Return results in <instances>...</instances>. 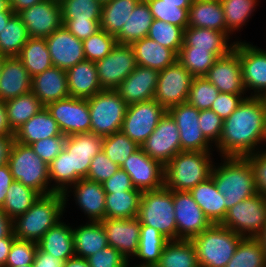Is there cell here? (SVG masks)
<instances>
[{
	"instance_id": "11e5206c",
	"label": "cell",
	"mask_w": 266,
	"mask_h": 267,
	"mask_svg": "<svg viewBox=\"0 0 266 267\" xmlns=\"http://www.w3.org/2000/svg\"><path fill=\"white\" fill-rule=\"evenodd\" d=\"M194 0H161V3L179 5V8L189 9Z\"/></svg>"
},
{
	"instance_id": "ee69618b",
	"label": "cell",
	"mask_w": 266,
	"mask_h": 267,
	"mask_svg": "<svg viewBox=\"0 0 266 267\" xmlns=\"http://www.w3.org/2000/svg\"><path fill=\"white\" fill-rule=\"evenodd\" d=\"M29 38L25 24L14 13L0 33V55L17 57Z\"/></svg>"
},
{
	"instance_id": "7bdbcfd3",
	"label": "cell",
	"mask_w": 266,
	"mask_h": 267,
	"mask_svg": "<svg viewBox=\"0 0 266 267\" xmlns=\"http://www.w3.org/2000/svg\"><path fill=\"white\" fill-rule=\"evenodd\" d=\"M40 194L21 182L13 181L1 209L11 219L23 215L37 200Z\"/></svg>"
},
{
	"instance_id": "f35d334b",
	"label": "cell",
	"mask_w": 266,
	"mask_h": 267,
	"mask_svg": "<svg viewBox=\"0 0 266 267\" xmlns=\"http://www.w3.org/2000/svg\"><path fill=\"white\" fill-rule=\"evenodd\" d=\"M45 106L30 91L5 102L8 124L13 132L36 115Z\"/></svg>"
},
{
	"instance_id": "f1b7e54d",
	"label": "cell",
	"mask_w": 266,
	"mask_h": 267,
	"mask_svg": "<svg viewBox=\"0 0 266 267\" xmlns=\"http://www.w3.org/2000/svg\"><path fill=\"white\" fill-rule=\"evenodd\" d=\"M70 97L88 99L102 91L95 62L84 60L66 71Z\"/></svg>"
},
{
	"instance_id": "89a4df30",
	"label": "cell",
	"mask_w": 266,
	"mask_h": 267,
	"mask_svg": "<svg viewBox=\"0 0 266 267\" xmlns=\"http://www.w3.org/2000/svg\"><path fill=\"white\" fill-rule=\"evenodd\" d=\"M15 239L13 232L8 237L0 239V267H5L7 256Z\"/></svg>"
},
{
	"instance_id": "60d3db41",
	"label": "cell",
	"mask_w": 266,
	"mask_h": 267,
	"mask_svg": "<svg viewBox=\"0 0 266 267\" xmlns=\"http://www.w3.org/2000/svg\"><path fill=\"white\" fill-rule=\"evenodd\" d=\"M140 0H111L102 5L100 29L116 36Z\"/></svg>"
},
{
	"instance_id": "74e56055",
	"label": "cell",
	"mask_w": 266,
	"mask_h": 267,
	"mask_svg": "<svg viewBox=\"0 0 266 267\" xmlns=\"http://www.w3.org/2000/svg\"><path fill=\"white\" fill-rule=\"evenodd\" d=\"M154 267H199L191 240H169Z\"/></svg>"
},
{
	"instance_id": "8c879c8a",
	"label": "cell",
	"mask_w": 266,
	"mask_h": 267,
	"mask_svg": "<svg viewBox=\"0 0 266 267\" xmlns=\"http://www.w3.org/2000/svg\"><path fill=\"white\" fill-rule=\"evenodd\" d=\"M14 135L11 130L8 121L5 108V102L0 100V136Z\"/></svg>"
},
{
	"instance_id": "91938a15",
	"label": "cell",
	"mask_w": 266,
	"mask_h": 267,
	"mask_svg": "<svg viewBox=\"0 0 266 267\" xmlns=\"http://www.w3.org/2000/svg\"><path fill=\"white\" fill-rule=\"evenodd\" d=\"M90 267H126L129 260L118 250L107 246L87 258Z\"/></svg>"
},
{
	"instance_id": "8fae6325",
	"label": "cell",
	"mask_w": 266,
	"mask_h": 267,
	"mask_svg": "<svg viewBox=\"0 0 266 267\" xmlns=\"http://www.w3.org/2000/svg\"><path fill=\"white\" fill-rule=\"evenodd\" d=\"M166 112L155 99L129 105L120 131L141 146Z\"/></svg>"
},
{
	"instance_id": "67dfc351",
	"label": "cell",
	"mask_w": 266,
	"mask_h": 267,
	"mask_svg": "<svg viewBox=\"0 0 266 267\" xmlns=\"http://www.w3.org/2000/svg\"><path fill=\"white\" fill-rule=\"evenodd\" d=\"M4 58H5V56L0 55V73H1V68H2L3 62H4Z\"/></svg>"
},
{
	"instance_id": "e7e4bbea",
	"label": "cell",
	"mask_w": 266,
	"mask_h": 267,
	"mask_svg": "<svg viewBox=\"0 0 266 267\" xmlns=\"http://www.w3.org/2000/svg\"><path fill=\"white\" fill-rule=\"evenodd\" d=\"M105 193L133 190L130 176L119 168L109 179L102 183Z\"/></svg>"
},
{
	"instance_id": "d6986e66",
	"label": "cell",
	"mask_w": 266,
	"mask_h": 267,
	"mask_svg": "<svg viewBox=\"0 0 266 267\" xmlns=\"http://www.w3.org/2000/svg\"><path fill=\"white\" fill-rule=\"evenodd\" d=\"M152 159L164 166L181 151L179 129L171 115L166 112L154 132L140 146Z\"/></svg>"
},
{
	"instance_id": "9a60e30c",
	"label": "cell",
	"mask_w": 266,
	"mask_h": 267,
	"mask_svg": "<svg viewBox=\"0 0 266 267\" xmlns=\"http://www.w3.org/2000/svg\"><path fill=\"white\" fill-rule=\"evenodd\" d=\"M120 168L130 176L133 187L141 192L158 190L165 186V166L150 158L141 147Z\"/></svg>"
},
{
	"instance_id": "4316f807",
	"label": "cell",
	"mask_w": 266,
	"mask_h": 267,
	"mask_svg": "<svg viewBox=\"0 0 266 267\" xmlns=\"http://www.w3.org/2000/svg\"><path fill=\"white\" fill-rule=\"evenodd\" d=\"M31 92L46 107L49 103L70 96L66 71L52 66L32 77Z\"/></svg>"
},
{
	"instance_id": "2a66077c",
	"label": "cell",
	"mask_w": 266,
	"mask_h": 267,
	"mask_svg": "<svg viewBox=\"0 0 266 267\" xmlns=\"http://www.w3.org/2000/svg\"><path fill=\"white\" fill-rule=\"evenodd\" d=\"M14 14L13 11H1L0 12V33L2 29L7 25L9 18Z\"/></svg>"
},
{
	"instance_id": "d590c367",
	"label": "cell",
	"mask_w": 266,
	"mask_h": 267,
	"mask_svg": "<svg viewBox=\"0 0 266 267\" xmlns=\"http://www.w3.org/2000/svg\"><path fill=\"white\" fill-rule=\"evenodd\" d=\"M153 16L146 0H140L122 26L121 31L115 36L119 44L131 45L135 41L147 37L152 24Z\"/></svg>"
},
{
	"instance_id": "1f68e13d",
	"label": "cell",
	"mask_w": 266,
	"mask_h": 267,
	"mask_svg": "<svg viewBox=\"0 0 266 267\" xmlns=\"http://www.w3.org/2000/svg\"><path fill=\"white\" fill-rule=\"evenodd\" d=\"M139 66L162 71L177 60V55L171 50L149 37H144L131 44Z\"/></svg>"
},
{
	"instance_id": "ffe728a7",
	"label": "cell",
	"mask_w": 266,
	"mask_h": 267,
	"mask_svg": "<svg viewBox=\"0 0 266 267\" xmlns=\"http://www.w3.org/2000/svg\"><path fill=\"white\" fill-rule=\"evenodd\" d=\"M29 37L47 38L63 25L60 1L44 0L18 13Z\"/></svg>"
},
{
	"instance_id": "6f0895ef",
	"label": "cell",
	"mask_w": 266,
	"mask_h": 267,
	"mask_svg": "<svg viewBox=\"0 0 266 267\" xmlns=\"http://www.w3.org/2000/svg\"><path fill=\"white\" fill-rule=\"evenodd\" d=\"M198 123L205 138L215 147L220 140L224 120L213 110L207 109L200 110Z\"/></svg>"
},
{
	"instance_id": "11a10c76",
	"label": "cell",
	"mask_w": 266,
	"mask_h": 267,
	"mask_svg": "<svg viewBox=\"0 0 266 267\" xmlns=\"http://www.w3.org/2000/svg\"><path fill=\"white\" fill-rule=\"evenodd\" d=\"M37 248L36 242L16 238L7 256L5 267L32 265Z\"/></svg>"
},
{
	"instance_id": "b9fcfbb0",
	"label": "cell",
	"mask_w": 266,
	"mask_h": 267,
	"mask_svg": "<svg viewBox=\"0 0 266 267\" xmlns=\"http://www.w3.org/2000/svg\"><path fill=\"white\" fill-rule=\"evenodd\" d=\"M257 239L262 243L266 254V224L262 232L258 235Z\"/></svg>"
},
{
	"instance_id": "7dc6e473",
	"label": "cell",
	"mask_w": 266,
	"mask_h": 267,
	"mask_svg": "<svg viewBox=\"0 0 266 267\" xmlns=\"http://www.w3.org/2000/svg\"><path fill=\"white\" fill-rule=\"evenodd\" d=\"M147 37L171 49L177 55L183 45L184 30L162 20L153 19Z\"/></svg>"
},
{
	"instance_id": "a7ac6f4b",
	"label": "cell",
	"mask_w": 266,
	"mask_h": 267,
	"mask_svg": "<svg viewBox=\"0 0 266 267\" xmlns=\"http://www.w3.org/2000/svg\"><path fill=\"white\" fill-rule=\"evenodd\" d=\"M14 135L0 136V166L8 163Z\"/></svg>"
},
{
	"instance_id": "681fc988",
	"label": "cell",
	"mask_w": 266,
	"mask_h": 267,
	"mask_svg": "<svg viewBox=\"0 0 266 267\" xmlns=\"http://www.w3.org/2000/svg\"><path fill=\"white\" fill-rule=\"evenodd\" d=\"M139 147V145L121 131L103 137V152L113 163L120 167Z\"/></svg>"
},
{
	"instance_id": "836d02e7",
	"label": "cell",
	"mask_w": 266,
	"mask_h": 267,
	"mask_svg": "<svg viewBox=\"0 0 266 267\" xmlns=\"http://www.w3.org/2000/svg\"><path fill=\"white\" fill-rule=\"evenodd\" d=\"M63 220L51 227L37 242L38 248L49 253L62 262L75 256L72 226Z\"/></svg>"
},
{
	"instance_id": "34e18365",
	"label": "cell",
	"mask_w": 266,
	"mask_h": 267,
	"mask_svg": "<svg viewBox=\"0 0 266 267\" xmlns=\"http://www.w3.org/2000/svg\"><path fill=\"white\" fill-rule=\"evenodd\" d=\"M63 267H90L87 259L74 256L63 263Z\"/></svg>"
},
{
	"instance_id": "deb4b68c",
	"label": "cell",
	"mask_w": 266,
	"mask_h": 267,
	"mask_svg": "<svg viewBox=\"0 0 266 267\" xmlns=\"http://www.w3.org/2000/svg\"><path fill=\"white\" fill-rule=\"evenodd\" d=\"M130 262H132V261H129L126 267H151V266H141V265H136V264H134L132 266V265L129 264Z\"/></svg>"
},
{
	"instance_id": "94428289",
	"label": "cell",
	"mask_w": 266,
	"mask_h": 267,
	"mask_svg": "<svg viewBox=\"0 0 266 267\" xmlns=\"http://www.w3.org/2000/svg\"><path fill=\"white\" fill-rule=\"evenodd\" d=\"M246 97L248 96H244V94H229L220 92L216 100L213 102L211 110L224 120L235 111Z\"/></svg>"
},
{
	"instance_id": "753ad0ef",
	"label": "cell",
	"mask_w": 266,
	"mask_h": 267,
	"mask_svg": "<svg viewBox=\"0 0 266 267\" xmlns=\"http://www.w3.org/2000/svg\"><path fill=\"white\" fill-rule=\"evenodd\" d=\"M10 8L14 13L18 14L20 11L27 9L34 4L40 3L44 0H9Z\"/></svg>"
},
{
	"instance_id": "e0dca14e",
	"label": "cell",
	"mask_w": 266,
	"mask_h": 267,
	"mask_svg": "<svg viewBox=\"0 0 266 267\" xmlns=\"http://www.w3.org/2000/svg\"><path fill=\"white\" fill-rule=\"evenodd\" d=\"M167 112L174 119L179 129L181 151H214L212 148L214 145L205 138L200 129L198 123L200 111L197 108L188 102H184L169 108Z\"/></svg>"
},
{
	"instance_id": "2e32d148",
	"label": "cell",
	"mask_w": 266,
	"mask_h": 267,
	"mask_svg": "<svg viewBox=\"0 0 266 267\" xmlns=\"http://www.w3.org/2000/svg\"><path fill=\"white\" fill-rule=\"evenodd\" d=\"M251 42L237 41V54L240 58L242 80L249 96L266 95V50L254 46Z\"/></svg>"
},
{
	"instance_id": "f6af8a7d",
	"label": "cell",
	"mask_w": 266,
	"mask_h": 267,
	"mask_svg": "<svg viewBox=\"0 0 266 267\" xmlns=\"http://www.w3.org/2000/svg\"><path fill=\"white\" fill-rule=\"evenodd\" d=\"M226 24V35L229 38L234 32L246 25L258 5V0H220Z\"/></svg>"
},
{
	"instance_id": "6125c7cd",
	"label": "cell",
	"mask_w": 266,
	"mask_h": 267,
	"mask_svg": "<svg viewBox=\"0 0 266 267\" xmlns=\"http://www.w3.org/2000/svg\"><path fill=\"white\" fill-rule=\"evenodd\" d=\"M63 25L79 40H85L100 30V20H62Z\"/></svg>"
},
{
	"instance_id": "484cf974",
	"label": "cell",
	"mask_w": 266,
	"mask_h": 267,
	"mask_svg": "<svg viewBox=\"0 0 266 267\" xmlns=\"http://www.w3.org/2000/svg\"><path fill=\"white\" fill-rule=\"evenodd\" d=\"M32 77L18 57H5L0 73V100L6 102L31 91Z\"/></svg>"
},
{
	"instance_id": "9c48e42d",
	"label": "cell",
	"mask_w": 266,
	"mask_h": 267,
	"mask_svg": "<svg viewBox=\"0 0 266 267\" xmlns=\"http://www.w3.org/2000/svg\"><path fill=\"white\" fill-rule=\"evenodd\" d=\"M87 102L92 133L106 137L121 130L128 105L116 90L103 89Z\"/></svg>"
},
{
	"instance_id": "09005b40",
	"label": "cell",
	"mask_w": 266,
	"mask_h": 267,
	"mask_svg": "<svg viewBox=\"0 0 266 267\" xmlns=\"http://www.w3.org/2000/svg\"><path fill=\"white\" fill-rule=\"evenodd\" d=\"M1 11H13L10 8V1L9 0H0V12Z\"/></svg>"
},
{
	"instance_id": "d6a6232c",
	"label": "cell",
	"mask_w": 266,
	"mask_h": 267,
	"mask_svg": "<svg viewBox=\"0 0 266 267\" xmlns=\"http://www.w3.org/2000/svg\"><path fill=\"white\" fill-rule=\"evenodd\" d=\"M75 256L87 259L97 251L108 246L102 222L87 221L80 226L72 227Z\"/></svg>"
},
{
	"instance_id": "4fadbf2b",
	"label": "cell",
	"mask_w": 266,
	"mask_h": 267,
	"mask_svg": "<svg viewBox=\"0 0 266 267\" xmlns=\"http://www.w3.org/2000/svg\"><path fill=\"white\" fill-rule=\"evenodd\" d=\"M95 64L99 84L102 89L107 90H115L137 66L132 46L119 43Z\"/></svg>"
},
{
	"instance_id": "e575fe53",
	"label": "cell",
	"mask_w": 266,
	"mask_h": 267,
	"mask_svg": "<svg viewBox=\"0 0 266 267\" xmlns=\"http://www.w3.org/2000/svg\"><path fill=\"white\" fill-rule=\"evenodd\" d=\"M188 26L208 28L226 34V24L220 0H194L189 8Z\"/></svg>"
},
{
	"instance_id": "003e7915",
	"label": "cell",
	"mask_w": 266,
	"mask_h": 267,
	"mask_svg": "<svg viewBox=\"0 0 266 267\" xmlns=\"http://www.w3.org/2000/svg\"><path fill=\"white\" fill-rule=\"evenodd\" d=\"M14 181L11 174L10 167L7 164L0 166V208L3 206V203L6 198L7 189L10 187L11 183Z\"/></svg>"
},
{
	"instance_id": "979ff035",
	"label": "cell",
	"mask_w": 266,
	"mask_h": 267,
	"mask_svg": "<svg viewBox=\"0 0 266 267\" xmlns=\"http://www.w3.org/2000/svg\"><path fill=\"white\" fill-rule=\"evenodd\" d=\"M266 121H265V126H264V133H263V138H262V144H261V149H263V147H266Z\"/></svg>"
},
{
	"instance_id": "f907efd6",
	"label": "cell",
	"mask_w": 266,
	"mask_h": 267,
	"mask_svg": "<svg viewBox=\"0 0 266 267\" xmlns=\"http://www.w3.org/2000/svg\"><path fill=\"white\" fill-rule=\"evenodd\" d=\"M62 20H101L102 3L98 0H61Z\"/></svg>"
},
{
	"instance_id": "f5cc1de1",
	"label": "cell",
	"mask_w": 266,
	"mask_h": 267,
	"mask_svg": "<svg viewBox=\"0 0 266 267\" xmlns=\"http://www.w3.org/2000/svg\"><path fill=\"white\" fill-rule=\"evenodd\" d=\"M150 7L153 19L181 27H188L189 9L179 8V5L161 3V0H146Z\"/></svg>"
},
{
	"instance_id": "603a6c76",
	"label": "cell",
	"mask_w": 266,
	"mask_h": 267,
	"mask_svg": "<svg viewBox=\"0 0 266 267\" xmlns=\"http://www.w3.org/2000/svg\"><path fill=\"white\" fill-rule=\"evenodd\" d=\"M101 222L106 233L108 246L115 248L131 261L130 259H133L139 248L140 220L138 218H104Z\"/></svg>"
},
{
	"instance_id": "cb8c5ba5",
	"label": "cell",
	"mask_w": 266,
	"mask_h": 267,
	"mask_svg": "<svg viewBox=\"0 0 266 267\" xmlns=\"http://www.w3.org/2000/svg\"><path fill=\"white\" fill-rule=\"evenodd\" d=\"M69 190V191H68ZM70 191L74 192L73 196L76 205L79 206L84 215H87L89 221L101 222L105 218V199L106 193L101 183L88 180L86 178L80 179L75 184L71 185L64 193L65 206Z\"/></svg>"
},
{
	"instance_id": "ba28073f",
	"label": "cell",
	"mask_w": 266,
	"mask_h": 267,
	"mask_svg": "<svg viewBox=\"0 0 266 267\" xmlns=\"http://www.w3.org/2000/svg\"><path fill=\"white\" fill-rule=\"evenodd\" d=\"M137 218L141 225L155 228L168 240H177L173 191L165 186L142 192Z\"/></svg>"
},
{
	"instance_id": "3957f363",
	"label": "cell",
	"mask_w": 266,
	"mask_h": 267,
	"mask_svg": "<svg viewBox=\"0 0 266 267\" xmlns=\"http://www.w3.org/2000/svg\"><path fill=\"white\" fill-rule=\"evenodd\" d=\"M218 164H213L211 177L226 198L227 214L229 208L257 194L254 168L247 157H221Z\"/></svg>"
},
{
	"instance_id": "5bb4252c",
	"label": "cell",
	"mask_w": 266,
	"mask_h": 267,
	"mask_svg": "<svg viewBox=\"0 0 266 267\" xmlns=\"http://www.w3.org/2000/svg\"><path fill=\"white\" fill-rule=\"evenodd\" d=\"M46 108L66 137L91 132V118L87 99L69 96L49 103Z\"/></svg>"
},
{
	"instance_id": "9f6ffc18",
	"label": "cell",
	"mask_w": 266,
	"mask_h": 267,
	"mask_svg": "<svg viewBox=\"0 0 266 267\" xmlns=\"http://www.w3.org/2000/svg\"><path fill=\"white\" fill-rule=\"evenodd\" d=\"M119 165L113 163L101 150L93 157L87 174L88 180L103 183L109 179L118 169Z\"/></svg>"
},
{
	"instance_id": "f546056e",
	"label": "cell",
	"mask_w": 266,
	"mask_h": 267,
	"mask_svg": "<svg viewBox=\"0 0 266 267\" xmlns=\"http://www.w3.org/2000/svg\"><path fill=\"white\" fill-rule=\"evenodd\" d=\"M189 193L212 224H221L226 217V198L217 190L212 177L199 183Z\"/></svg>"
},
{
	"instance_id": "8d00e7d4",
	"label": "cell",
	"mask_w": 266,
	"mask_h": 267,
	"mask_svg": "<svg viewBox=\"0 0 266 267\" xmlns=\"http://www.w3.org/2000/svg\"><path fill=\"white\" fill-rule=\"evenodd\" d=\"M141 196L142 192L136 188L123 192L106 193L105 218H137Z\"/></svg>"
},
{
	"instance_id": "db71d44e",
	"label": "cell",
	"mask_w": 266,
	"mask_h": 267,
	"mask_svg": "<svg viewBox=\"0 0 266 267\" xmlns=\"http://www.w3.org/2000/svg\"><path fill=\"white\" fill-rule=\"evenodd\" d=\"M117 44L116 38L103 29L83 40L86 60L96 62L107 56Z\"/></svg>"
},
{
	"instance_id": "83f0119b",
	"label": "cell",
	"mask_w": 266,
	"mask_h": 267,
	"mask_svg": "<svg viewBox=\"0 0 266 267\" xmlns=\"http://www.w3.org/2000/svg\"><path fill=\"white\" fill-rule=\"evenodd\" d=\"M230 38L220 31L208 28L188 26L184 29L183 45L181 48H195L207 50L217 57L226 55L237 41L230 43Z\"/></svg>"
},
{
	"instance_id": "52a82bcc",
	"label": "cell",
	"mask_w": 266,
	"mask_h": 267,
	"mask_svg": "<svg viewBox=\"0 0 266 267\" xmlns=\"http://www.w3.org/2000/svg\"><path fill=\"white\" fill-rule=\"evenodd\" d=\"M8 165L14 181L31 187L40 195L55 193L50 188L49 169L30 145L14 141L10 150Z\"/></svg>"
},
{
	"instance_id": "30bf717a",
	"label": "cell",
	"mask_w": 266,
	"mask_h": 267,
	"mask_svg": "<svg viewBox=\"0 0 266 267\" xmlns=\"http://www.w3.org/2000/svg\"><path fill=\"white\" fill-rule=\"evenodd\" d=\"M266 224V197L256 194L228 209L221 223L242 237L257 238Z\"/></svg>"
},
{
	"instance_id": "7c38bea8",
	"label": "cell",
	"mask_w": 266,
	"mask_h": 267,
	"mask_svg": "<svg viewBox=\"0 0 266 267\" xmlns=\"http://www.w3.org/2000/svg\"><path fill=\"white\" fill-rule=\"evenodd\" d=\"M194 76L176 60L159 71L154 99L166 110L187 102Z\"/></svg>"
},
{
	"instance_id": "b9f144b4",
	"label": "cell",
	"mask_w": 266,
	"mask_h": 267,
	"mask_svg": "<svg viewBox=\"0 0 266 267\" xmlns=\"http://www.w3.org/2000/svg\"><path fill=\"white\" fill-rule=\"evenodd\" d=\"M169 240L158 230L148 225H141L139 248L134 259L138 258L141 266L154 267ZM136 257V258H135Z\"/></svg>"
},
{
	"instance_id": "7402d4cb",
	"label": "cell",
	"mask_w": 266,
	"mask_h": 267,
	"mask_svg": "<svg viewBox=\"0 0 266 267\" xmlns=\"http://www.w3.org/2000/svg\"><path fill=\"white\" fill-rule=\"evenodd\" d=\"M52 65L67 71L74 65L86 60L83 41L76 38L62 25L45 38Z\"/></svg>"
},
{
	"instance_id": "816d5d0a",
	"label": "cell",
	"mask_w": 266,
	"mask_h": 267,
	"mask_svg": "<svg viewBox=\"0 0 266 267\" xmlns=\"http://www.w3.org/2000/svg\"><path fill=\"white\" fill-rule=\"evenodd\" d=\"M220 91L205 77H194L187 102L200 110L211 109Z\"/></svg>"
},
{
	"instance_id": "277c9868",
	"label": "cell",
	"mask_w": 266,
	"mask_h": 267,
	"mask_svg": "<svg viewBox=\"0 0 266 267\" xmlns=\"http://www.w3.org/2000/svg\"><path fill=\"white\" fill-rule=\"evenodd\" d=\"M65 208L63 193L40 195L23 215L12 220L14 236L37 243L47 230L61 221Z\"/></svg>"
},
{
	"instance_id": "7a4b0ae2",
	"label": "cell",
	"mask_w": 266,
	"mask_h": 267,
	"mask_svg": "<svg viewBox=\"0 0 266 267\" xmlns=\"http://www.w3.org/2000/svg\"><path fill=\"white\" fill-rule=\"evenodd\" d=\"M102 145L103 137L92 132L67 136L64 149L48 165L51 188L64 193L80 179L87 178L91 160L102 150Z\"/></svg>"
},
{
	"instance_id": "bcb514c9",
	"label": "cell",
	"mask_w": 266,
	"mask_h": 267,
	"mask_svg": "<svg viewBox=\"0 0 266 267\" xmlns=\"http://www.w3.org/2000/svg\"><path fill=\"white\" fill-rule=\"evenodd\" d=\"M225 267H266V254L257 238L244 237Z\"/></svg>"
},
{
	"instance_id": "6da1fadb",
	"label": "cell",
	"mask_w": 266,
	"mask_h": 267,
	"mask_svg": "<svg viewBox=\"0 0 266 267\" xmlns=\"http://www.w3.org/2000/svg\"><path fill=\"white\" fill-rule=\"evenodd\" d=\"M266 121L263 97L248 96L224 119L222 133L215 146L220 157H247L261 149Z\"/></svg>"
},
{
	"instance_id": "680465c9",
	"label": "cell",
	"mask_w": 266,
	"mask_h": 267,
	"mask_svg": "<svg viewBox=\"0 0 266 267\" xmlns=\"http://www.w3.org/2000/svg\"><path fill=\"white\" fill-rule=\"evenodd\" d=\"M66 136H54L36 141L30 146L34 152L46 163L50 164L64 149Z\"/></svg>"
},
{
	"instance_id": "d4e9b609",
	"label": "cell",
	"mask_w": 266,
	"mask_h": 267,
	"mask_svg": "<svg viewBox=\"0 0 266 267\" xmlns=\"http://www.w3.org/2000/svg\"><path fill=\"white\" fill-rule=\"evenodd\" d=\"M159 71L137 65L115 89L127 105L154 99Z\"/></svg>"
},
{
	"instance_id": "4dcf8cb0",
	"label": "cell",
	"mask_w": 266,
	"mask_h": 267,
	"mask_svg": "<svg viewBox=\"0 0 266 267\" xmlns=\"http://www.w3.org/2000/svg\"><path fill=\"white\" fill-rule=\"evenodd\" d=\"M54 136L65 135L62 134L51 113L44 107L14 132V141L31 145L36 141Z\"/></svg>"
},
{
	"instance_id": "ab89813d",
	"label": "cell",
	"mask_w": 266,
	"mask_h": 267,
	"mask_svg": "<svg viewBox=\"0 0 266 267\" xmlns=\"http://www.w3.org/2000/svg\"><path fill=\"white\" fill-rule=\"evenodd\" d=\"M17 57L31 77L53 66L45 38L30 37Z\"/></svg>"
},
{
	"instance_id": "5b68a950",
	"label": "cell",
	"mask_w": 266,
	"mask_h": 267,
	"mask_svg": "<svg viewBox=\"0 0 266 267\" xmlns=\"http://www.w3.org/2000/svg\"><path fill=\"white\" fill-rule=\"evenodd\" d=\"M211 152L182 151L165 165V187L172 191H190L211 177Z\"/></svg>"
},
{
	"instance_id": "b62a3aed",
	"label": "cell",
	"mask_w": 266,
	"mask_h": 267,
	"mask_svg": "<svg viewBox=\"0 0 266 267\" xmlns=\"http://www.w3.org/2000/svg\"><path fill=\"white\" fill-rule=\"evenodd\" d=\"M98 1H100L102 4H104V3L111 1V0H98Z\"/></svg>"
},
{
	"instance_id": "03108f58",
	"label": "cell",
	"mask_w": 266,
	"mask_h": 267,
	"mask_svg": "<svg viewBox=\"0 0 266 267\" xmlns=\"http://www.w3.org/2000/svg\"><path fill=\"white\" fill-rule=\"evenodd\" d=\"M63 263L59 258L37 248L32 267H63Z\"/></svg>"
},
{
	"instance_id": "be15d7a7",
	"label": "cell",
	"mask_w": 266,
	"mask_h": 267,
	"mask_svg": "<svg viewBox=\"0 0 266 267\" xmlns=\"http://www.w3.org/2000/svg\"><path fill=\"white\" fill-rule=\"evenodd\" d=\"M247 158L254 168L257 193L266 197V149H260Z\"/></svg>"
},
{
	"instance_id": "603ad722",
	"label": "cell",
	"mask_w": 266,
	"mask_h": 267,
	"mask_svg": "<svg viewBox=\"0 0 266 267\" xmlns=\"http://www.w3.org/2000/svg\"><path fill=\"white\" fill-rule=\"evenodd\" d=\"M16 267H32V265H23V266H16Z\"/></svg>"
},
{
	"instance_id": "ac0fdd59",
	"label": "cell",
	"mask_w": 266,
	"mask_h": 267,
	"mask_svg": "<svg viewBox=\"0 0 266 267\" xmlns=\"http://www.w3.org/2000/svg\"><path fill=\"white\" fill-rule=\"evenodd\" d=\"M173 203L177 240H191L212 225L189 191H173Z\"/></svg>"
},
{
	"instance_id": "2644e50d",
	"label": "cell",
	"mask_w": 266,
	"mask_h": 267,
	"mask_svg": "<svg viewBox=\"0 0 266 267\" xmlns=\"http://www.w3.org/2000/svg\"><path fill=\"white\" fill-rule=\"evenodd\" d=\"M12 232V220L0 208V239L8 237Z\"/></svg>"
},
{
	"instance_id": "44dd1931",
	"label": "cell",
	"mask_w": 266,
	"mask_h": 267,
	"mask_svg": "<svg viewBox=\"0 0 266 267\" xmlns=\"http://www.w3.org/2000/svg\"><path fill=\"white\" fill-rule=\"evenodd\" d=\"M220 92L229 94H245L240 58L237 54V42L226 55L218 57L204 76Z\"/></svg>"
},
{
	"instance_id": "8992f818",
	"label": "cell",
	"mask_w": 266,
	"mask_h": 267,
	"mask_svg": "<svg viewBox=\"0 0 266 267\" xmlns=\"http://www.w3.org/2000/svg\"><path fill=\"white\" fill-rule=\"evenodd\" d=\"M243 238L221 224H212L191 239L199 267H225Z\"/></svg>"
},
{
	"instance_id": "c3c4849f",
	"label": "cell",
	"mask_w": 266,
	"mask_h": 267,
	"mask_svg": "<svg viewBox=\"0 0 266 267\" xmlns=\"http://www.w3.org/2000/svg\"><path fill=\"white\" fill-rule=\"evenodd\" d=\"M218 57L207 50L181 48L177 60L194 76L204 77Z\"/></svg>"
}]
</instances>
